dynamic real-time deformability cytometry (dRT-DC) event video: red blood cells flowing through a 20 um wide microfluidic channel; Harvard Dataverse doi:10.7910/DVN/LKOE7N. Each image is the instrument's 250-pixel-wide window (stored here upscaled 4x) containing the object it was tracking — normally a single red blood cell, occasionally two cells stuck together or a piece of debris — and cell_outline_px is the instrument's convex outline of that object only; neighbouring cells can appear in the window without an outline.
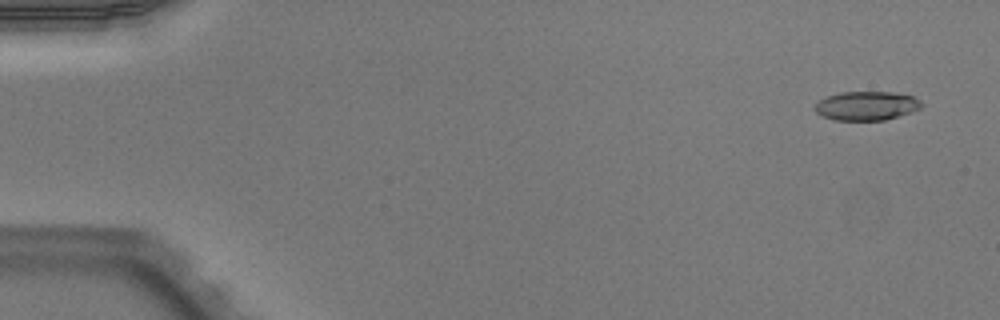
{"species": "Egyptian fruit bat (a non-hibernating species)", "species_latin": "Rousettus aegyptiacus", "temperature_condition": "warm", "stored_images_in_passage": 17, "camera_frame_rate_fps": 3000, "um_per_image_px": 0.085, "animal": {"sex": "male"}, "frame": {"image": 1, "passage_image": 3, "time_ms": 0.667, "image_size_px": [1000, 320], "cell_outline_px": [[924, 104], [920, 108], [912, 112], [884, 120], [832, 120], [816, 112], [812, 108], [820, 100], [828, 96], [840, 92], [892, 92], [912, 96], [920, 100]], "centroid_in_image_um": [73.66, 8.99], "position_along_channel_um": 11.3, "area_um2": 17.98}}